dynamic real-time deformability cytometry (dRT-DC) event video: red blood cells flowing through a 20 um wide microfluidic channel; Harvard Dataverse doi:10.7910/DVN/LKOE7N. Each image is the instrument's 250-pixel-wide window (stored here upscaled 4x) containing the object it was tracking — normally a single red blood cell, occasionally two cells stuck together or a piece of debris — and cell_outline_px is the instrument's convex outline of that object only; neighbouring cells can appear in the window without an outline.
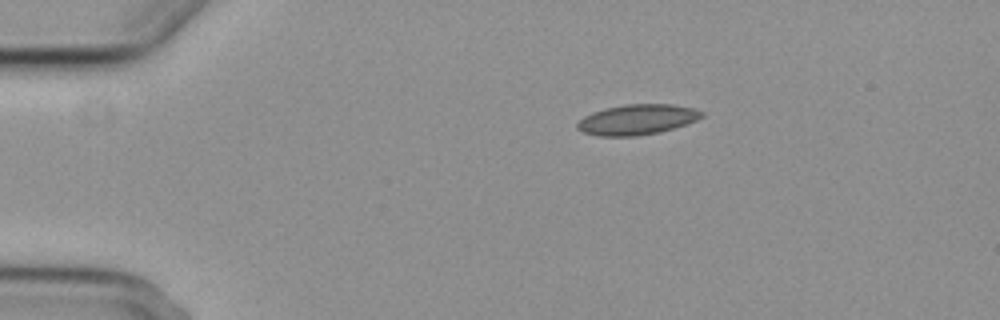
{"species": "common noctule bat (a hibernating species)", "species_latin": "Nyctalus noctula", "temperature_condition": "cold", "stored_images_in_passage": 4, "camera_frame_rate_fps": 3000, "um_per_image_px": 0.085, "animal": {"sex": "female", "body_mass_g": 29.2, "forearm_length_mm": 56.3}, "frame": {"image": 1, "passage_image": 1, "time_ms": 0.0, "image_size_px": [1000, 320], "cell_outline_px": [[704, 116], [696, 120], [660, 132], [636, 136], [600, 136], [584, 132], [576, 128], [576, 124], [584, 116], [592, 112], [604, 108], [624, 104], [672, 104], [692, 108], [704, 112]], "centroid_in_image_um": [54.13, 10.15], "position_along_channel_um": 30.9, "area_um2": 21.91}}
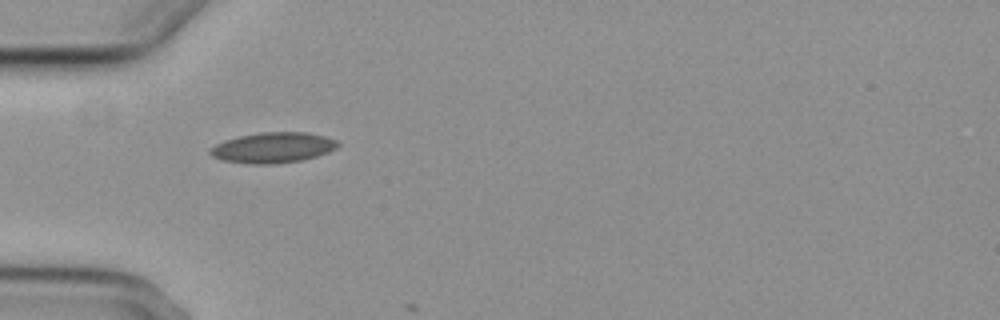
{"frame": {"image": 2, "passage_image": 3, "time_ms": 2.333, "image_size_px": [1000, 320], "cell_outline_px": [[340, 144], [336, 148], [328, 152], [316, 156], [300, 160], [268, 164], [252, 164], [224, 160], [212, 156], [208, 152], [208, 148], [224, 140], [240, 136], [260, 132], [308, 132], [324, 136], [336, 140]], "centroid_in_image_um": [23.18, 12.54], "position_along_channel_um": 61.8, "area_um2": 22.54}}